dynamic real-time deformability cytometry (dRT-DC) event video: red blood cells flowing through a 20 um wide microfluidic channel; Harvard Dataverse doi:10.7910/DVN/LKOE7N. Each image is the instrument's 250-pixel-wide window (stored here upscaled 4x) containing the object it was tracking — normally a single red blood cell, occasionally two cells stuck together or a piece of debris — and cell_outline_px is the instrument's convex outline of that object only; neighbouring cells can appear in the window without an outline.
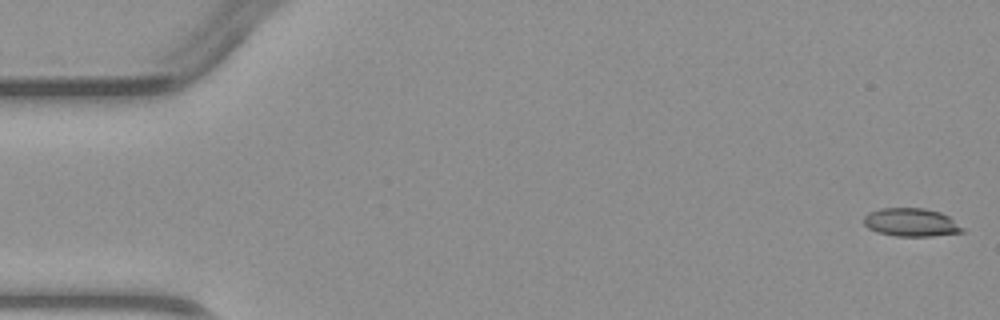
{"species": "common noctule bat (a hibernating species)", "species_latin": "Nyctalus noctula", "temperature_condition": "warm", "stored_images_in_passage": 4, "camera_frame_rate_fps": 3000, "um_per_image_px": 0.085, "animal": {"sex": "male", "body_mass_g": 23.1, "forearm_length_mm": 52.7}, "frame": {"image": 1, "passage_image": 1, "time_ms": 0.0, "image_size_px": [1000, 320], "cell_outline_px": [[964, 232], [932, 236], [896, 236], [876, 232], [868, 228], [864, 224], [864, 216], [868, 212], [880, 208], [924, 208], [940, 212], [948, 216], [964, 228]], "centroid_in_image_um": [77.43, 18.9], "position_along_channel_um": 7.6, "area_um2": 16.3}}
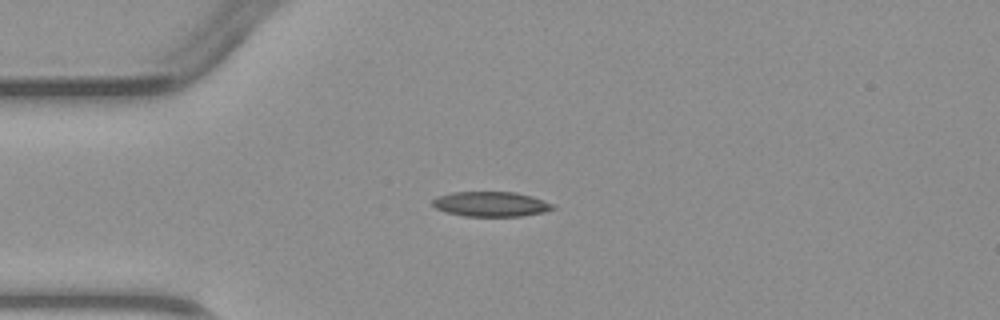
{"frame": {"image": 2, "passage_image": 4, "time_ms": 3.667, "image_size_px": [1000, 320], "cell_outline_px": [[556, 208], [544, 212], [524, 216], [464, 216], [444, 212], [436, 208], [432, 204], [432, 200], [436, 196], [452, 192], [516, 192], [532, 196], [544, 200], [552, 204]], "centroid_in_image_um": [41.71, 17.35], "position_along_channel_um": 43.3, "area_um2": 17.63}}